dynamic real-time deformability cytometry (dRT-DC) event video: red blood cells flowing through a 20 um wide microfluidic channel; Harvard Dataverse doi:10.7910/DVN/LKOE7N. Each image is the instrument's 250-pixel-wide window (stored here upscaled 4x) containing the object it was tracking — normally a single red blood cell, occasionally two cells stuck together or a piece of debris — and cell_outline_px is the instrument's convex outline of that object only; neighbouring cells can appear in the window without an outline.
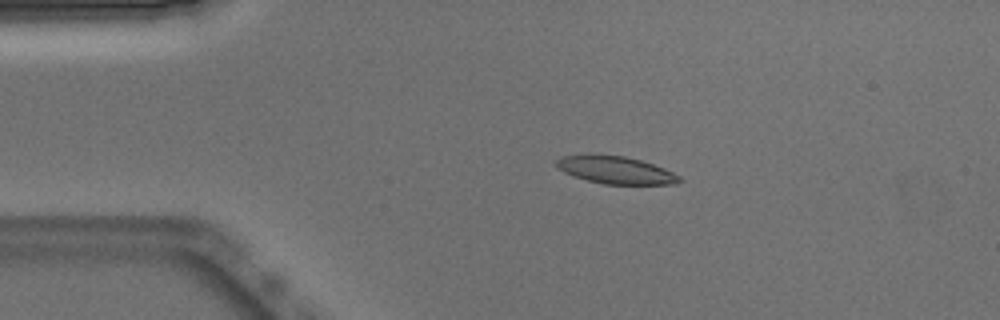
{"species": "Egyptian fruit bat (a non-hibernating species)", "species_latin": "Rousettus aegyptiacus", "temperature_condition": "warm", "stored_images_in_passage": 16, "camera_frame_rate_fps": 3000, "um_per_image_px": 0.085, "animal": {"sex": "male"}, "frame": {"image": 1, "passage_image": 10, "time_ms": 3.0, "image_size_px": [1000, 320], "cell_outline_px": [[684, 180], [676, 184], [604, 184], [588, 180], [564, 172], [556, 168], [552, 164], [560, 156], [596, 152], [624, 156], [640, 160], [664, 168], [680, 176]], "centroid_in_image_um": [52.26, 14.41], "position_along_channel_um": 32.7, "area_um2": 20.23}}